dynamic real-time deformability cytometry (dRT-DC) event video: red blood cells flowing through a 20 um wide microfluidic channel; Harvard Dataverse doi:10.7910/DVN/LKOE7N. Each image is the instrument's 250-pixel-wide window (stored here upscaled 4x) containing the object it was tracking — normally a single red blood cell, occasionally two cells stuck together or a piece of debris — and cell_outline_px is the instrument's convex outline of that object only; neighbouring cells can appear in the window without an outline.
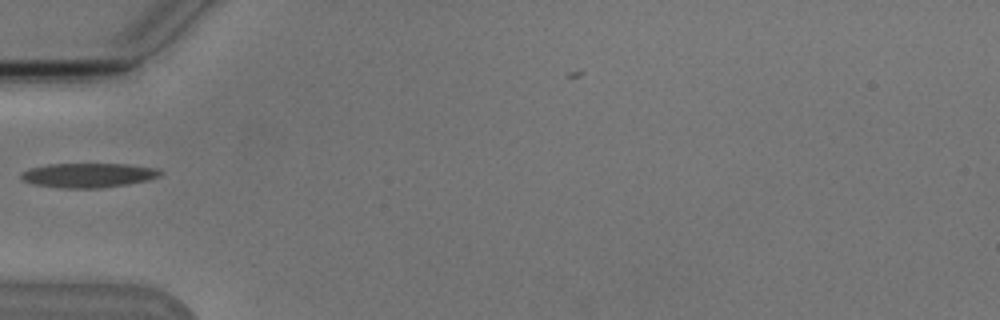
{"species": "Egyptian fruit bat (a non-hibernating species)", "species_latin": "Rousettus aegyptiacus", "temperature_condition": "cold", "stored_images_in_passage": 1, "camera_frame_rate_fps": 3000, "um_per_image_px": 0.085, "animal": {"sex": "male"}, "frame": {"image": 1, "passage_image": 1, "time_ms": 0.0, "image_size_px": [1000, 320], "cell_outline_px": [[160, 176], [148, 180], [100, 188], [60, 188], [32, 184], [24, 180], [20, 176], [20, 172], [28, 168], [48, 164], [128, 164], [156, 168], [160, 172]], "centroid_in_image_um": [7.44, 14.89], "position_along_channel_um": 77.6, "area_um2": 19.77}}